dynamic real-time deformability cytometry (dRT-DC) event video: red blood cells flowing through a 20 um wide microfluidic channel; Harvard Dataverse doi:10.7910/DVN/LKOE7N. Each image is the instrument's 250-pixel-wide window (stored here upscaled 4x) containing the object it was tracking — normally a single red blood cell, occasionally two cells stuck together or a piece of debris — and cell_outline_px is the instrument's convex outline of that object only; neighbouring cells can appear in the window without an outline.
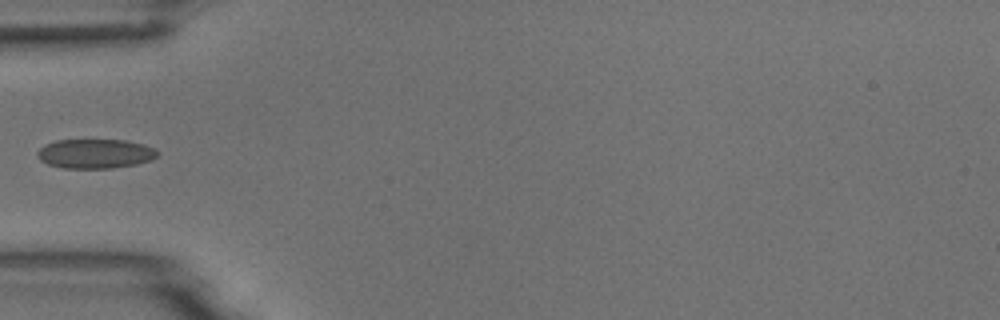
{"species": "common noctule bat (a hibernating species)", "species_latin": "Nyctalus noctula", "temperature_condition": "room temperature", "stored_images_in_passage": 2, "camera_frame_rate_fps": 3000, "um_per_image_px": 0.085, "animal": {"sex": "male", "body_mass_g": 18.8}, "frame": {"image": 1, "passage_image": 2, "time_ms": 1.333, "image_size_px": [1000, 320], "cell_outline_px": [[160, 152], [156, 156], [148, 160], [136, 164], [112, 168], [64, 168], [48, 164], [40, 160], [36, 156], [36, 152], [44, 144], [56, 140], [124, 140], [144, 144], [156, 148]], "centroid_in_image_um": [8.07, 13.05], "position_along_channel_um": 76.9, "area_um2": 20.63}}